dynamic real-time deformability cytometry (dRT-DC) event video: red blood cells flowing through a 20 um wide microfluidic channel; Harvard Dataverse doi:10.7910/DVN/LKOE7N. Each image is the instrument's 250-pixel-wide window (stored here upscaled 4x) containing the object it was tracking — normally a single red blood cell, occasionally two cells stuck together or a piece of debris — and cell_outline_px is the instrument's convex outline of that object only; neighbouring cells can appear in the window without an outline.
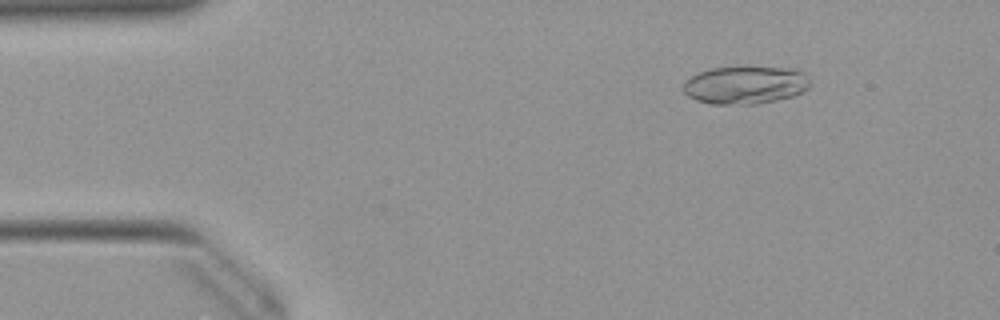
{"species": "Egyptian fruit bat (a non-hibernating species)", "species_latin": "Rousettus aegyptiacus", "temperature_condition": "warm", "stored_images_in_passage": 51, "camera_frame_rate_fps": 3000, "um_per_image_px": 0.085, "animal": {"sex": "female"}, "frame": {"image": 1, "passage_image": 7, "time_ms": 2.0, "image_size_px": [1000, 320], "cell_outline_px": [[812, 84], [804, 92], [792, 96], [776, 100], [756, 104], [712, 104], [696, 100], [688, 96], [684, 92], [684, 84], [692, 76], [700, 72], [712, 68], [792, 68], [804, 72]], "centroid_in_image_um": [63.4, 7.24], "position_along_channel_um": 21.6, "area_um2": 27.69}}
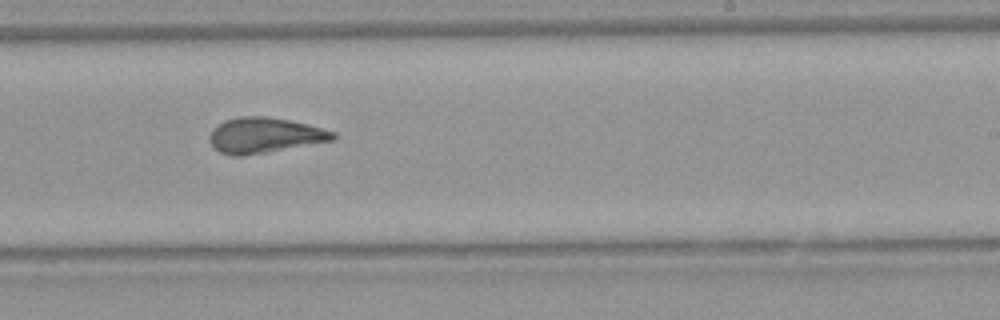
{"frame": {"image": 2, "passage_image": 31, "time_ms": 10.0, "image_size_px": [1000, 320], "cell_outline_px": [[336, 140], [268, 152], [244, 156], [232, 156], [220, 152], [208, 140], [208, 136], [212, 128], [216, 124], [224, 120], [240, 116], [264, 116], [288, 120], [308, 124], [336, 132]], "centroid_in_image_um": [22.48, 11.5], "position_along_channel_um": 266.5, "area_um2": 25.72}}
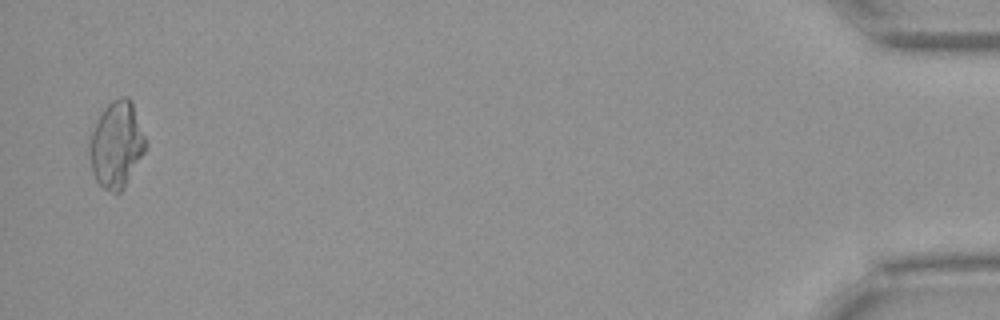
{"frame": {"image": 3, "passage_image": 50, "time_ms": 16.333, "image_size_px": [1000, 320], "cell_outline_px": [[148, 144], [144, 152], [124, 188], [120, 192], [112, 192], [104, 188], [96, 180], [92, 172], [88, 152], [88, 144], [92, 132], [104, 108], [112, 100], [120, 96], [128, 96], [132, 100]], "centroid_in_image_um": [9.91, 12.28], "position_along_channel_um": 425.3, "area_um2": 28.26}, "authors_computed_cell_mechanics": {"area_um2": 26.5302, "velocity_mm_per_s": 3.9781, "shape_relaxation_time_tau1_ms": null, "shape_relaxation_time_tau2_ms": 1.0789, "deformation_change_tau1": null, "deformation_change_tau2": 0.0661}}